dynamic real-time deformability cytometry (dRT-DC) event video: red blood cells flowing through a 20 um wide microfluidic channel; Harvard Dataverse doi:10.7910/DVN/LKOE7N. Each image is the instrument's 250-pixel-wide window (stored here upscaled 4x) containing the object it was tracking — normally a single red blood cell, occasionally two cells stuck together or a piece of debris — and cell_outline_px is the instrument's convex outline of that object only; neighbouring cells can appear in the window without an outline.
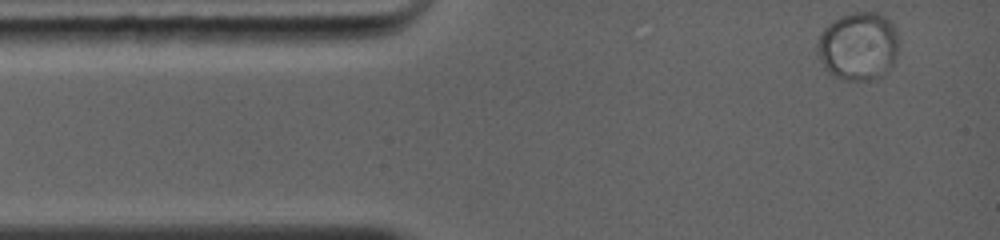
{"species": "common noctule bat (a hibernating species)", "species_latin": "Nyctalus noctula", "temperature_condition": "warm", "stored_images_in_passage": 19, "camera_frame_rate_fps": 5000, "um_per_image_px": 0.085, "animal": {"sex": "female", "body_mass_g": 19.0, "forearm_length_mm": 56.7}, "frame": {"image": 1, "passage_image": 1, "time_ms": 0.0, "image_size_px": [1000, 240], "cell_outline_px": [[900, 44], [892, 64], [880, 76], [868, 80], [844, 80], [832, 76], [824, 68], [816, 52], [816, 44], [820, 32], [828, 24], [844, 16], [856, 12], [876, 12], [884, 16], [896, 28]], "centroid_in_image_um": [72.94, 3.93], "position_along_channel_um": 12.1, "area_um2": 32.48}}
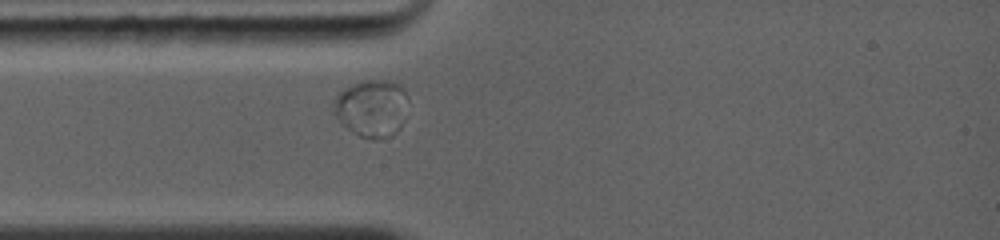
{"frame": {"image": 2, "passage_image": 17, "time_ms": 2.4, "image_size_px": [1000, 240], "cell_outline_px": [[408, 100], [400, 128], [392, 136], [376, 140], [372, 140], [360, 136], [340, 124], [332, 112], [332, 104], [336, 96], [344, 88], [352, 84], [364, 80], [388, 80], [396, 84], [408, 96]], "centroid_in_image_um": [31.55, 9.22], "position_along_channel_um": 53.5, "area_um2": 25.09}}